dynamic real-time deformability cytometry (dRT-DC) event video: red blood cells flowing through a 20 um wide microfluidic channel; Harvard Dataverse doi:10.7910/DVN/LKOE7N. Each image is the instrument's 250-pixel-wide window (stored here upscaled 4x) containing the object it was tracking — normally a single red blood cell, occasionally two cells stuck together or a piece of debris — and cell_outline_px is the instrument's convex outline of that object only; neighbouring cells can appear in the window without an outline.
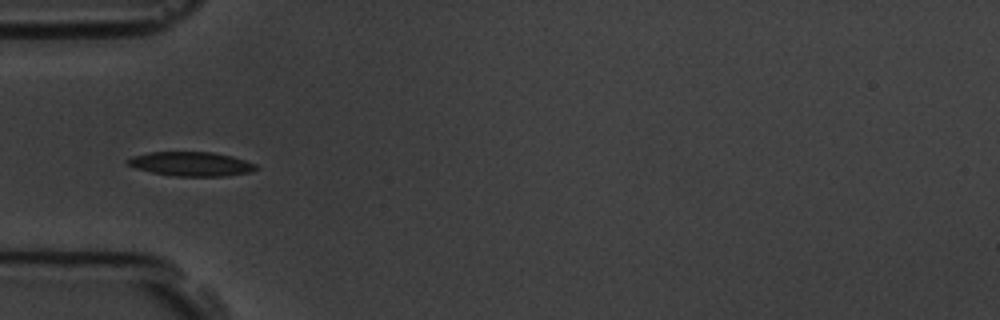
{"species": "common noctule bat (a hibernating species)", "species_latin": "Nyctalus noctula", "temperature_condition": "room temperature", "stored_images_in_passage": 6, "camera_frame_rate_fps": 3000, "um_per_image_px": 0.085, "animal": {"sex": "male", "body_mass_g": 19.5, "forearm_length_mm": 54.6}, "frame": {"image": 1, "passage_image": 6, "time_ms": 6.0, "image_size_px": [1000, 320], "cell_outline_px": [[260, 168], [252, 172], [224, 176], [176, 176], [152, 172], [136, 168], [128, 164], [124, 160], [132, 156], [148, 152], [212, 152], [232, 156], [256, 164]], "centroid_in_image_um": [16.26, 13.93], "position_along_channel_um": 68.7, "area_um2": 18.15}}